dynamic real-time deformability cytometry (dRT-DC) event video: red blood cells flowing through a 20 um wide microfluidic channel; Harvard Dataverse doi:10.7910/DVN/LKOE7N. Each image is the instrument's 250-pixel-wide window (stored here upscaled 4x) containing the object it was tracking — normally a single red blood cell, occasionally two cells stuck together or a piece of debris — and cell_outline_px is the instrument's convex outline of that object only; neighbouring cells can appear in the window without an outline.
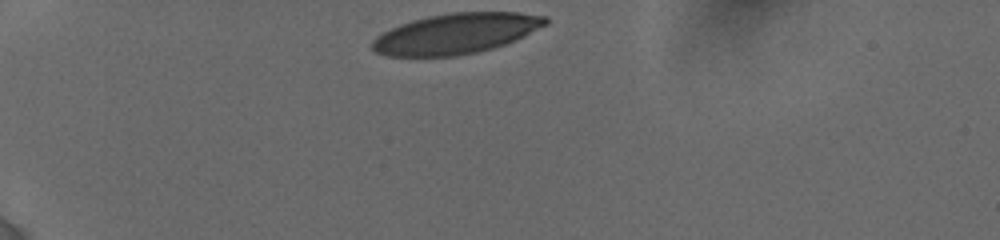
{"species": "human", "species_latin": "Homo sapiens", "temperature_condition": "cold", "stored_images_in_passage": 24, "camera_frame_rate_fps": 3000, "um_per_image_px": 0.085, "donor": {"sex": "female"}, "frame": {"image": 1, "passage_image": 1, "time_ms": 0.0, "image_size_px": [1000, 240], "cell_outline_px": [[548, 24], [516, 40], [492, 48], [476, 52], [452, 56], [384, 56], [376, 52], [372, 48], [372, 40], [376, 36], [400, 24], [412, 20], [428, 16], [452, 12], [520, 12], [548, 16]], "centroid_in_image_um": [38.78, 2.84], "position_along_channel_um": 46.2, "area_um2": 40.81}}
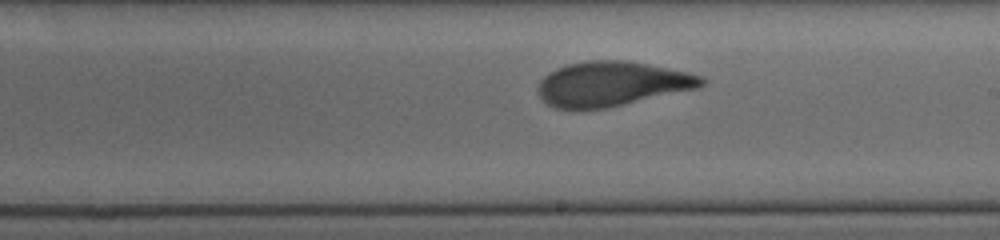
{"frame": {"image": 2, "passage_image": 14, "time_ms": 6.333, "image_size_px": [1000, 240], "cell_outline_px": [[708, 80], [700, 88], [608, 108], [556, 108], [548, 104], [536, 92], [536, 88], [540, 80], [548, 72], [556, 68], [568, 64], [588, 60], [624, 60], [688, 72], [704, 76]], "centroid_in_image_um": [52.03, 7.12], "position_along_channel_um": 237.0, "area_um2": 42.71}}
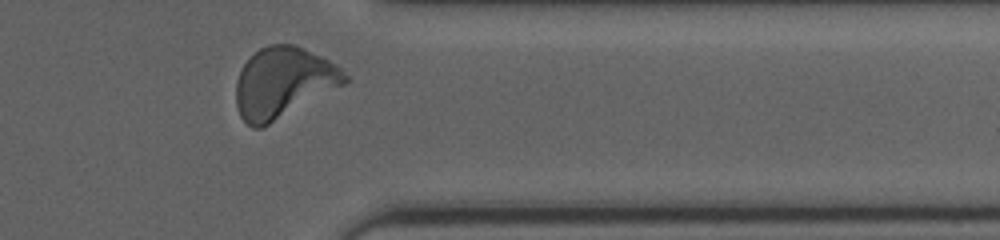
{"frame": {"image": 3, "passage_image": 23, "time_ms": 10.333, "image_size_px": [1000, 240], "cell_outline_px": [[348, 80], [344, 84], [268, 124], [260, 128], [252, 128], [240, 116], [236, 104], [236, 80], [244, 64], [260, 48], [268, 44], [296, 44], [336, 64], [348, 76]], "centroid_in_image_um": [24.06, 7.0], "position_along_channel_um": 387.3, "area_um2": 44.04}, "authors_computed_cell_mechanics": {"area_um2": 42.7142, "velocity_mm_per_s": 3.8329, "shape_relaxation_time_tau1_ms": 4.1042, "shape_relaxation_time_tau2_ms": 0.9929, "deformation_change_tau1": 0.1863, "deformation_change_tau2": 0.0799}}